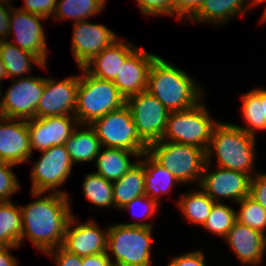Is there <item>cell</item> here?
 I'll use <instances>...</instances> for the list:
<instances>
[{
    "label": "cell",
    "instance_id": "cell-17",
    "mask_svg": "<svg viewBox=\"0 0 266 266\" xmlns=\"http://www.w3.org/2000/svg\"><path fill=\"white\" fill-rule=\"evenodd\" d=\"M77 220L72 214L65 228L62 247L80 257L106 252L108 227L103 231L93 220L85 223H77Z\"/></svg>",
    "mask_w": 266,
    "mask_h": 266
},
{
    "label": "cell",
    "instance_id": "cell-6",
    "mask_svg": "<svg viewBox=\"0 0 266 266\" xmlns=\"http://www.w3.org/2000/svg\"><path fill=\"white\" fill-rule=\"evenodd\" d=\"M147 153L173 173L180 184L198 186L206 164V151L199 147L160 140L148 145Z\"/></svg>",
    "mask_w": 266,
    "mask_h": 266
},
{
    "label": "cell",
    "instance_id": "cell-34",
    "mask_svg": "<svg viewBox=\"0 0 266 266\" xmlns=\"http://www.w3.org/2000/svg\"><path fill=\"white\" fill-rule=\"evenodd\" d=\"M237 203L236 221L266 235V209L249 195Z\"/></svg>",
    "mask_w": 266,
    "mask_h": 266
},
{
    "label": "cell",
    "instance_id": "cell-18",
    "mask_svg": "<svg viewBox=\"0 0 266 266\" xmlns=\"http://www.w3.org/2000/svg\"><path fill=\"white\" fill-rule=\"evenodd\" d=\"M31 155L27 120L0 116V161L19 165Z\"/></svg>",
    "mask_w": 266,
    "mask_h": 266
},
{
    "label": "cell",
    "instance_id": "cell-21",
    "mask_svg": "<svg viewBox=\"0 0 266 266\" xmlns=\"http://www.w3.org/2000/svg\"><path fill=\"white\" fill-rule=\"evenodd\" d=\"M119 39L94 56L83 68L99 79L113 82L116 76L119 75L121 65L137 48L134 43Z\"/></svg>",
    "mask_w": 266,
    "mask_h": 266
},
{
    "label": "cell",
    "instance_id": "cell-7",
    "mask_svg": "<svg viewBox=\"0 0 266 266\" xmlns=\"http://www.w3.org/2000/svg\"><path fill=\"white\" fill-rule=\"evenodd\" d=\"M218 124L201 102L191 108L171 111L161 140L192 145L207 150Z\"/></svg>",
    "mask_w": 266,
    "mask_h": 266
},
{
    "label": "cell",
    "instance_id": "cell-43",
    "mask_svg": "<svg viewBox=\"0 0 266 266\" xmlns=\"http://www.w3.org/2000/svg\"><path fill=\"white\" fill-rule=\"evenodd\" d=\"M13 0H0V41L8 40Z\"/></svg>",
    "mask_w": 266,
    "mask_h": 266
},
{
    "label": "cell",
    "instance_id": "cell-14",
    "mask_svg": "<svg viewBox=\"0 0 266 266\" xmlns=\"http://www.w3.org/2000/svg\"><path fill=\"white\" fill-rule=\"evenodd\" d=\"M79 76L57 81L44 77V90L36 108V118L74 115L77 104Z\"/></svg>",
    "mask_w": 266,
    "mask_h": 266
},
{
    "label": "cell",
    "instance_id": "cell-44",
    "mask_svg": "<svg viewBox=\"0 0 266 266\" xmlns=\"http://www.w3.org/2000/svg\"><path fill=\"white\" fill-rule=\"evenodd\" d=\"M110 258L106 252L83 257L82 266H109Z\"/></svg>",
    "mask_w": 266,
    "mask_h": 266
},
{
    "label": "cell",
    "instance_id": "cell-40",
    "mask_svg": "<svg viewBox=\"0 0 266 266\" xmlns=\"http://www.w3.org/2000/svg\"><path fill=\"white\" fill-rule=\"evenodd\" d=\"M249 196L266 209V173L257 172L251 177Z\"/></svg>",
    "mask_w": 266,
    "mask_h": 266
},
{
    "label": "cell",
    "instance_id": "cell-42",
    "mask_svg": "<svg viewBox=\"0 0 266 266\" xmlns=\"http://www.w3.org/2000/svg\"><path fill=\"white\" fill-rule=\"evenodd\" d=\"M205 255L201 250L177 255L167 266H206Z\"/></svg>",
    "mask_w": 266,
    "mask_h": 266
},
{
    "label": "cell",
    "instance_id": "cell-4",
    "mask_svg": "<svg viewBox=\"0 0 266 266\" xmlns=\"http://www.w3.org/2000/svg\"><path fill=\"white\" fill-rule=\"evenodd\" d=\"M79 87L74 116L79 124L91 125L111 111L118 110L126 104L125 97L112 81L99 79L89 74L83 67L79 68Z\"/></svg>",
    "mask_w": 266,
    "mask_h": 266
},
{
    "label": "cell",
    "instance_id": "cell-25",
    "mask_svg": "<svg viewBox=\"0 0 266 266\" xmlns=\"http://www.w3.org/2000/svg\"><path fill=\"white\" fill-rule=\"evenodd\" d=\"M145 169V194L160 204L159 199L180 184L172 172L158 164L147 152L139 159Z\"/></svg>",
    "mask_w": 266,
    "mask_h": 266
},
{
    "label": "cell",
    "instance_id": "cell-20",
    "mask_svg": "<svg viewBox=\"0 0 266 266\" xmlns=\"http://www.w3.org/2000/svg\"><path fill=\"white\" fill-rule=\"evenodd\" d=\"M240 264L259 266L266 252V235L235 221L224 238Z\"/></svg>",
    "mask_w": 266,
    "mask_h": 266
},
{
    "label": "cell",
    "instance_id": "cell-31",
    "mask_svg": "<svg viewBox=\"0 0 266 266\" xmlns=\"http://www.w3.org/2000/svg\"><path fill=\"white\" fill-rule=\"evenodd\" d=\"M22 232L20 205L11 201L0 202V245L19 246Z\"/></svg>",
    "mask_w": 266,
    "mask_h": 266
},
{
    "label": "cell",
    "instance_id": "cell-12",
    "mask_svg": "<svg viewBox=\"0 0 266 266\" xmlns=\"http://www.w3.org/2000/svg\"><path fill=\"white\" fill-rule=\"evenodd\" d=\"M41 20H48L46 17L32 14L13 7L10 16L9 36L14 35V42L17 47L36 55L47 65V41L44 34Z\"/></svg>",
    "mask_w": 266,
    "mask_h": 266
},
{
    "label": "cell",
    "instance_id": "cell-41",
    "mask_svg": "<svg viewBox=\"0 0 266 266\" xmlns=\"http://www.w3.org/2000/svg\"><path fill=\"white\" fill-rule=\"evenodd\" d=\"M46 254L53 257L56 266H82L83 257L67 251L62 246L51 249Z\"/></svg>",
    "mask_w": 266,
    "mask_h": 266
},
{
    "label": "cell",
    "instance_id": "cell-15",
    "mask_svg": "<svg viewBox=\"0 0 266 266\" xmlns=\"http://www.w3.org/2000/svg\"><path fill=\"white\" fill-rule=\"evenodd\" d=\"M71 51L78 68L86 65L94 56L109 47L119 37L103 24L88 20L73 23Z\"/></svg>",
    "mask_w": 266,
    "mask_h": 266
},
{
    "label": "cell",
    "instance_id": "cell-28",
    "mask_svg": "<svg viewBox=\"0 0 266 266\" xmlns=\"http://www.w3.org/2000/svg\"><path fill=\"white\" fill-rule=\"evenodd\" d=\"M242 117L247 126H240L246 133L256 136V131L266 130L264 103H262V87L252 89L241 95Z\"/></svg>",
    "mask_w": 266,
    "mask_h": 266
},
{
    "label": "cell",
    "instance_id": "cell-19",
    "mask_svg": "<svg viewBox=\"0 0 266 266\" xmlns=\"http://www.w3.org/2000/svg\"><path fill=\"white\" fill-rule=\"evenodd\" d=\"M158 55L137 47L121 65L113 83L119 92L128 97L146 91L150 66Z\"/></svg>",
    "mask_w": 266,
    "mask_h": 266
},
{
    "label": "cell",
    "instance_id": "cell-38",
    "mask_svg": "<svg viewBox=\"0 0 266 266\" xmlns=\"http://www.w3.org/2000/svg\"><path fill=\"white\" fill-rule=\"evenodd\" d=\"M58 0H24V6L19 9L32 14H38L47 19L53 17Z\"/></svg>",
    "mask_w": 266,
    "mask_h": 266
},
{
    "label": "cell",
    "instance_id": "cell-27",
    "mask_svg": "<svg viewBox=\"0 0 266 266\" xmlns=\"http://www.w3.org/2000/svg\"><path fill=\"white\" fill-rule=\"evenodd\" d=\"M115 209L121 210L134 198L145 194V169L138 160L120 179L112 182Z\"/></svg>",
    "mask_w": 266,
    "mask_h": 266
},
{
    "label": "cell",
    "instance_id": "cell-32",
    "mask_svg": "<svg viewBox=\"0 0 266 266\" xmlns=\"http://www.w3.org/2000/svg\"><path fill=\"white\" fill-rule=\"evenodd\" d=\"M82 182L83 195L90 204L98 208H115L113 184L102 176L93 173L86 174Z\"/></svg>",
    "mask_w": 266,
    "mask_h": 266
},
{
    "label": "cell",
    "instance_id": "cell-48",
    "mask_svg": "<svg viewBox=\"0 0 266 266\" xmlns=\"http://www.w3.org/2000/svg\"><path fill=\"white\" fill-rule=\"evenodd\" d=\"M262 103H264L265 118H266V88H262Z\"/></svg>",
    "mask_w": 266,
    "mask_h": 266
},
{
    "label": "cell",
    "instance_id": "cell-24",
    "mask_svg": "<svg viewBox=\"0 0 266 266\" xmlns=\"http://www.w3.org/2000/svg\"><path fill=\"white\" fill-rule=\"evenodd\" d=\"M64 146L74 165L83 162H95L102 147L94 128L89 124H79L66 140Z\"/></svg>",
    "mask_w": 266,
    "mask_h": 266
},
{
    "label": "cell",
    "instance_id": "cell-30",
    "mask_svg": "<svg viewBox=\"0 0 266 266\" xmlns=\"http://www.w3.org/2000/svg\"><path fill=\"white\" fill-rule=\"evenodd\" d=\"M106 4L104 0H59L53 19H72L74 23H78L102 12Z\"/></svg>",
    "mask_w": 266,
    "mask_h": 266
},
{
    "label": "cell",
    "instance_id": "cell-13",
    "mask_svg": "<svg viewBox=\"0 0 266 266\" xmlns=\"http://www.w3.org/2000/svg\"><path fill=\"white\" fill-rule=\"evenodd\" d=\"M211 164L206 163L198 187L214 202L222 198L236 203L249 195L251 176L239 171L217 167L210 171Z\"/></svg>",
    "mask_w": 266,
    "mask_h": 266
},
{
    "label": "cell",
    "instance_id": "cell-16",
    "mask_svg": "<svg viewBox=\"0 0 266 266\" xmlns=\"http://www.w3.org/2000/svg\"><path fill=\"white\" fill-rule=\"evenodd\" d=\"M79 125L74 115H57L27 120L31 151L63 145Z\"/></svg>",
    "mask_w": 266,
    "mask_h": 266
},
{
    "label": "cell",
    "instance_id": "cell-22",
    "mask_svg": "<svg viewBox=\"0 0 266 266\" xmlns=\"http://www.w3.org/2000/svg\"><path fill=\"white\" fill-rule=\"evenodd\" d=\"M252 6L251 0H203L198 12L189 21L192 24L207 22L220 26L233 17L244 16Z\"/></svg>",
    "mask_w": 266,
    "mask_h": 266
},
{
    "label": "cell",
    "instance_id": "cell-2",
    "mask_svg": "<svg viewBox=\"0 0 266 266\" xmlns=\"http://www.w3.org/2000/svg\"><path fill=\"white\" fill-rule=\"evenodd\" d=\"M185 70L157 56L152 62L147 91L170 112L186 110L203 101L205 91Z\"/></svg>",
    "mask_w": 266,
    "mask_h": 266
},
{
    "label": "cell",
    "instance_id": "cell-35",
    "mask_svg": "<svg viewBox=\"0 0 266 266\" xmlns=\"http://www.w3.org/2000/svg\"><path fill=\"white\" fill-rule=\"evenodd\" d=\"M142 205V206H141ZM160 204H158L155 200L151 199L147 195H143L137 198H134L131 200L129 203H127L121 210H128L132 212V210L136 209V207H142L140 212H142L141 218L136 217L140 222H128V223H122L124 225H131V226H143V227H153V222H142L145 221L144 219L150 218L151 216H154L156 211H158ZM138 209V208H137ZM136 209V210H137ZM134 210V211H136ZM134 213V212H133ZM132 213V214H133ZM134 218H135V213H134ZM142 220V221H141Z\"/></svg>",
    "mask_w": 266,
    "mask_h": 266
},
{
    "label": "cell",
    "instance_id": "cell-49",
    "mask_svg": "<svg viewBox=\"0 0 266 266\" xmlns=\"http://www.w3.org/2000/svg\"><path fill=\"white\" fill-rule=\"evenodd\" d=\"M260 1H261V0H251L252 5H253V8H254V6L256 7L257 4H258Z\"/></svg>",
    "mask_w": 266,
    "mask_h": 266
},
{
    "label": "cell",
    "instance_id": "cell-11",
    "mask_svg": "<svg viewBox=\"0 0 266 266\" xmlns=\"http://www.w3.org/2000/svg\"><path fill=\"white\" fill-rule=\"evenodd\" d=\"M1 90L0 116L22 120L34 119L44 90V77L28 76L12 79L4 97Z\"/></svg>",
    "mask_w": 266,
    "mask_h": 266
},
{
    "label": "cell",
    "instance_id": "cell-39",
    "mask_svg": "<svg viewBox=\"0 0 266 266\" xmlns=\"http://www.w3.org/2000/svg\"><path fill=\"white\" fill-rule=\"evenodd\" d=\"M203 0H174V16L179 22L190 20L199 10Z\"/></svg>",
    "mask_w": 266,
    "mask_h": 266
},
{
    "label": "cell",
    "instance_id": "cell-33",
    "mask_svg": "<svg viewBox=\"0 0 266 266\" xmlns=\"http://www.w3.org/2000/svg\"><path fill=\"white\" fill-rule=\"evenodd\" d=\"M235 221V209L223 202H215L209 217L202 227L214 235L225 238Z\"/></svg>",
    "mask_w": 266,
    "mask_h": 266
},
{
    "label": "cell",
    "instance_id": "cell-36",
    "mask_svg": "<svg viewBox=\"0 0 266 266\" xmlns=\"http://www.w3.org/2000/svg\"><path fill=\"white\" fill-rule=\"evenodd\" d=\"M13 166L16 165L0 161V202L11 201L10 197L21 189L20 183L12 171Z\"/></svg>",
    "mask_w": 266,
    "mask_h": 266
},
{
    "label": "cell",
    "instance_id": "cell-8",
    "mask_svg": "<svg viewBox=\"0 0 266 266\" xmlns=\"http://www.w3.org/2000/svg\"><path fill=\"white\" fill-rule=\"evenodd\" d=\"M91 126L102 147L121 148L135 153L147 152L148 145L138 135L126 104L96 119Z\"/></svg>",
    "mask_w": 266,
    "mask_h": 266
},
{
    "label": "cell",
    "instance_id": "cell-10",
    "mask_svg": "<svg viewBox=\"0 0 266 266\" xmlns=\"http://www.w3.org/2000/svg\"><path fill=\"white\" fill-rule=\"evenodd\" d=\"M41 153V157L34 162L31 169V191L68 195L67 192L58 190V187L68 180L73 170L72 166H74L64 144L52 146Z\"/></svg>",
    "mask_w": 266,
    "mask_h": 266
},
{
    "label": "cell",
    "instance_id": "cell-1",
    "mask_svg": "<svg viewBox=\"0 0 266 266\" xmlns=\"http://www.w3.org/2000/svg\"><path fill=\"white\" fill-rule=\"evenodd\" d=\"M30 192L36 200L20 206L22 214L20 246L27 238L35 249L46 254L49 250L62 246L66 225L73 214L70 197L56 192L50 194Z\"/></svg>",
    "mask_w": 266,
    "mask_h": 266
},
{
    "label": "cell",
    "instance_id": "cell-23",
    "mask_svg": "<svg viewBox=\"0 0 266 266\" xmlns=\"http://www.w3.org/2000/svg\"><path fill=\"white\" fill-rule=\"evenodd\" d=\"M142 154L121 148L101 147L95 159L97 171L94 172L108 181H117L137 163L131 161L130 157L139 159Z\"/></svg>",
    "mask_w": 266,
    "mask_h": 266
},
{
    "label": "cell",
    "instance_id": "cell-46",
    "mask_svg": "<svg viewBox=\"0 0 266 266\" xmlns=\"http://www.w3.org/2000/svg\"><path fill=\"white\" fill-rule=\"evenodd\" d=\"M8 78L6 70H5V65L0 57V89L2 88L1 83L2 79Z\"/></svg>",
    "mask_w": 266,
    "mask_h": 266
},
{
    "label": "cell",
    "instance_id": "cell-9",
    "mask_svg": "<svg viewBox=\"0 0 266 266\" xmlns=\"http://www.w3.org/2000/svg\"><path fill=\"white\" fill-rule=\"evenodd\" d=\"M140 138L147 144L160 141L170 111L147 90L126 99Z\"/></svg>",
    "mask_w": 266,
    "mask_h": 266
},
{
    "label": "cell",
    "instance_id": "cell-45",
    "mask_svg": "<svg viewBox=\"0 0 266 266\" xmlns=\"http://www.w3.org/2000/svg\"><path fill=\"white\" fill-rule=\"evenodd\" d=\"M19 248V246L0 245V266H17L18 259L11 255L10 250Z\"/></svg>",
    "mask_w": 266,
    "mask_h": 266
},
{
    "label": "cell",
    "instance_id": "cell-29",
    "mask_svg": "<svg viewBox=\"0 0 266 266\" xmlns=\"http://www.w3.org/2000/svg\"><path fill=\"white\" fill-rule=\"evenodd\" d=\"M214 201L199 187V190L189 191L178 199L177 207L185 220L194 224L204 225L211 213Z\"/></svg>",
    "mask_w": 266,
    "mask_h": 266
},
{
    "label": "cell",
    "instance_id": "cell-5",
    "mask_svg": "<svg viewBox=\"0 0 266 266\" xmlns=\"http://www.w3.org/2000/svg\"><path fill=\"white\" fill-rule=\"evenodd\" d=\"M153 227L122 223L108 226L106 253L111 263L122 266H151ZM115 258L111 259V256Z\"/></svg>",
    "mask_w": 266,
    "mask_h": 266
},
{
    "label": "cell",
    "instance_id": "cell-47",
    "mask_svg": "<svg viewBox=\"0 0 266 266\" xmlns=\"http://www.w3.org/2000/svg\"><path fill=\"white\" fill-rule=\"evenodd\" d=\"M261 4H266V0H261L257 5H261ZM260 23L261 22H266V5H265V8H264V11L262 12V16H261V19H260Z\"/></svg>",
    "mask_w": 266,
    "mask_h": 266
},
{
    "label": "cell",
    "instance_id": "cell-37",
    "mask_svg": "<svg viewBox=\"0 0 266 266\" xmlns=\"http://www.w3.org/2000/svg\"><path fill=\"white\" fill-rule=\"evenodd\" d=\"M145 16H174V0H136Z\"/></svg>",
    "mask_w": 266,
    "mask_h": 266
},
{
    "label": "cell",
    "instance_id": "cell-3",
    "mask_svg": "<svg viewBox=\"0 0 266 266\" xmlns=\"http://www.w3.org/2000/svg\"><path fill=\"white\" fill-rule=\"evenodd\" d=\"M256 143V136L246 133L235 123L218 122L206 150V163L212 165V156H216L217 167L253 177L257 173L254 169Z\"/></svg>",
    "mask_w": 266,
    "mask_h": 266
},
{
    "label": "cell",
    "instance_id": "cell-26",
    "mask_svg": "<svg viewBox=\"0 0 266 266\" xmlns=\"http://www.w3.org/2000/svg\"><path fill=\"white\" fill-rule=\"evenodd\" d=\"M0 57L8 78L12 79L27 77L24 75L31 73L33 64L43 69L47 68L36 55L17 47L9 40L0 41Z\"/></svg>",
    "mask_w": 266,
    "mask_h": 266
},
{
    "label": "cell",
    "instance_id": "cell-50",
    "mask_svg": "<svg viewBox=\"0 0 266 266\" xmlns=\"http://www.w3.org/2000/svg\"><path fill=\"white\" fill-rule=\"evenodd\" d=\"M109 266H122V265L111 263Z\"/></svg>",
    "mask_w": 266,
    "mask_h": 266
}]
</instances>
